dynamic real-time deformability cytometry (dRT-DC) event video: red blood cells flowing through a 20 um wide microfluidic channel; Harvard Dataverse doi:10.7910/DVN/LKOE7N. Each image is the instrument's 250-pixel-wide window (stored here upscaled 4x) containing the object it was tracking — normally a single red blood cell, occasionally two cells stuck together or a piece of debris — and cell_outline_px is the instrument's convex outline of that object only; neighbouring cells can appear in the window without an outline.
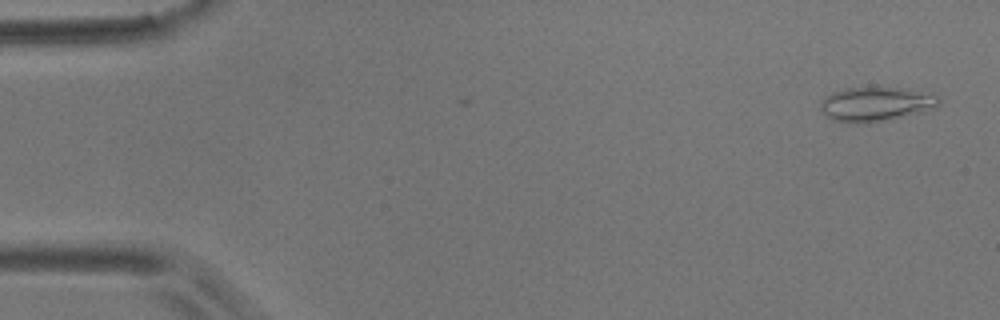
{"species": "common noctule bat (a hibernating species)", "species_latin": "Nyctalus noctula", "temperature_condition": "room temperature", "stored_images_in_passage": 3, "camera_frame_rate_fps": 3000, "um_per_image_px": 0.085, "animal": {"sex": "male", "body_mass_g": 17.9}, "frame": {"image": 1, "passage_image": 3, "time_ms": 0.667, "image_size_px": [1000, 320], "cell_outline_px": [[940, 104], [924, 112], [864, 124], [856, 124], [832, 120], [824, 116], [820, 108], [820, 100], [824, 96], [832, 92], [844, 88], [900, 88], [932, 92], [940, 100]], "centroid_in_image_um": [74.41, 8.85], "position_along_channel_um": 10.6, "area_um2": 23.99}}